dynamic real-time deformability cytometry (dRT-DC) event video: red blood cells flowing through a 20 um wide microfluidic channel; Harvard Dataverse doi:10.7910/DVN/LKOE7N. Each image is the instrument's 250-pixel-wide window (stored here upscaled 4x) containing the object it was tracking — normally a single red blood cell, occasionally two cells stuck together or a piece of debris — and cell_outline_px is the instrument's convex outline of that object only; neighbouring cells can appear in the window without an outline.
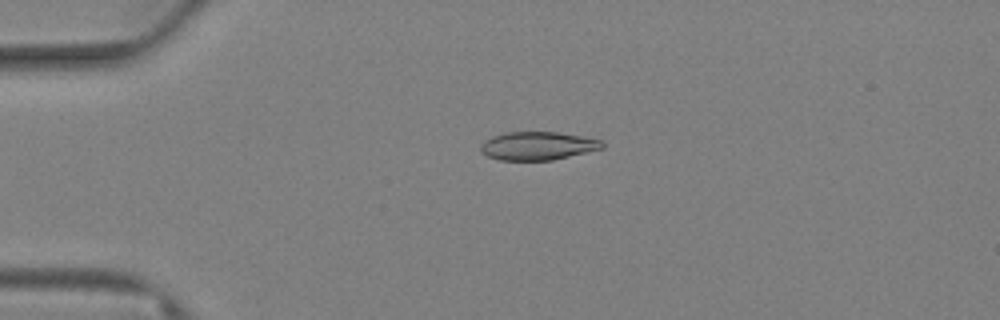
{"species": "Egyptian fruit bat (a non-hibernating species)", "species_latin": "Rousettus aegyptiacus", "temperature_condition": "warm", "stored_images_in_passage": 67, "camera_frame_rate_fps": 3000, "um_per_image_px": 0.085, "animal": {"sex": "female"}, "frame": {"image": 1, "passage_image": 7, "time_ms": 2.0, "image_size_px": [1000, 320], "cell_outline_px": [[604, 148], [552, 160], [500, 160], [488, 156], [480, 152], [480, 144], [492, 136], [508, 132], [556, 132], [580, 136], [600, 140], [604, 144]], "centroid_in_image_um": [45.68, 12.4], "position_along_channel_um": 39.3, "area_um2": 19.88}}
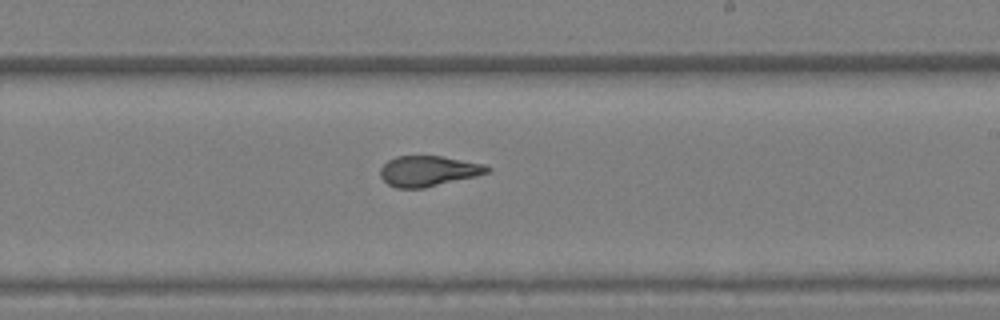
{"frame": {"image": 2, "passage_image": 36, "time_ms": 11.667, "image_size_px": [1000, 320], "cell_outline_px": [[492, 168], [488, 172], [476, 176], [424, 188], [396, 188], [388, 184], [380, 176], [380, 168], [388, 160], [396, 156], [440, 156], [484, 164]], "centroid_in_image_um": [36.39, 14.54], "position_along_channel_um": 252.6, "area_um2": 18.9}}
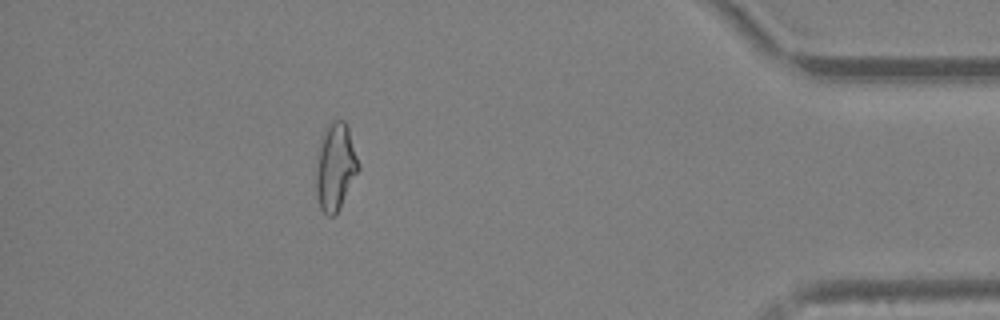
{"frame": {"image": 3, "passage_image": 59, "time_ms": 19.333, "image_size_px": [1000, 320], "cell_outline_px": [[360, 168], [340, 208], [332, 216], [328, 216], [320, 208], [316, 196], [316, 172], [320, 148], [324, 128], [332, 120], [344, 120], [348, 128], [360, 164]], "centroid_in_image_um": [28.52, 14.18], "position_along_channel_um": 406.7, "area_um2": 21.33}, "authors_computed_cell_mechanics": {"area_um2": 19.9988, "velocity_mm_per_s": 2.6105, "shape_relaxation_time_tau1_ms": null, "shape_relaxation_time_tau2_ms": 1.6322, "deformation_change_tau1": null, "deformation_change_tau2": 0.0799}}